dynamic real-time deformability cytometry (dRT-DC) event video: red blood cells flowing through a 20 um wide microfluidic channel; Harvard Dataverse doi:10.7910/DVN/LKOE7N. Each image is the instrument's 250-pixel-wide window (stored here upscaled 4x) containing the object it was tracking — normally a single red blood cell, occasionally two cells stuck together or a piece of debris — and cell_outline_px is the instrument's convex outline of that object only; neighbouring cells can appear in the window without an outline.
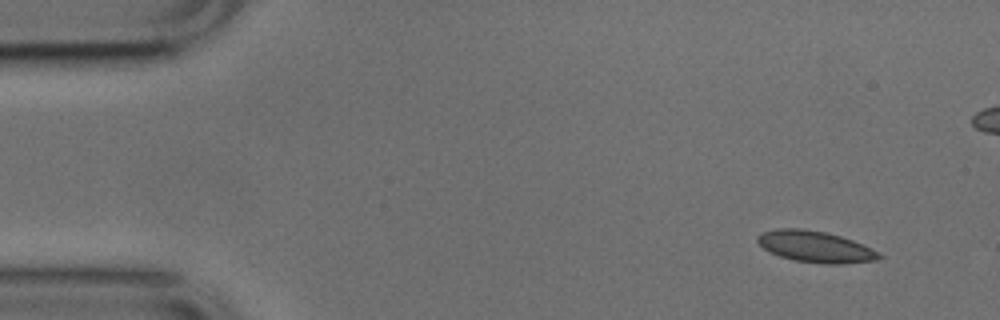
{"species": "common noctule bat (a hibernating species)", "species_latin": "Nyctalus noctula", "temperature_condition": "cold", "stored_images_in_passage": 10, "camera_frame_rate_fps": 3000, "um_per_image_px": 0.085, "animal": {"sex": "male", "body_mass_g": 17.9, "forearm_length_mm": 54.2}, "frame": {"image": 1, "passage_image": 1, "time_ms": 0.0, "image_size_px": [1000, 320], "cell_outline_px": [[884, 256], [876, 260], [840, 264], [824, 264], [796, 260], [780, 256], [764, 248], [756, 240], [756, 236], [764, 232], [776, 228], [800, 228], [824, 232], [840, 236], [852, 240]], "centroid_in_image_um": [69.27, 20.96], "position_along_channel_um": 15.7, "area_um2": 21.73}}